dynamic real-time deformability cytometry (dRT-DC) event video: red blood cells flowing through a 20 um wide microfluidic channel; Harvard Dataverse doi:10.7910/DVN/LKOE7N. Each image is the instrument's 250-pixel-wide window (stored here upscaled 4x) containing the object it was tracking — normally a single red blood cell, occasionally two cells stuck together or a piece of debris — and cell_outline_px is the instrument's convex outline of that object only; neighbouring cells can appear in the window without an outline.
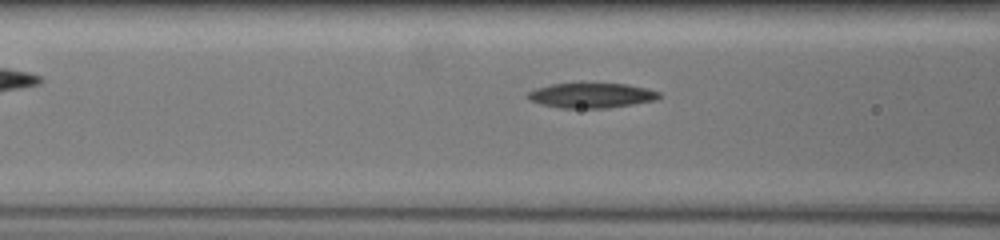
{"species": "common noctule bat (a hibernating species)", "species_latin": "Nyctalus noctula", "temperature_condition": "warm", "stored_images_in_passage": 14, "camera_frame_rate_fps": 3000, "um_per_image_px": 0.085, "animal": {"sex": "female", "body_mass_g": 19.5, "forearm_length_mm": 54.1}, "frame": {"image": 1, "passage_image": 12, "time_ms": 5.0, "image_size_px": [1000, 240], "cell_outline_px": [[660, 96], [656, 100], [608, 108], [560, 108], [540, 104], [532, 100], [528, 96], [528, 92], [536, 88], [552, 84], [624, 84], [644, 88], [660, 92]], "centroid_in_image_um": [50.27, 8.12], "position_along_channel_um": 116.3, "area_um2": 18.73}}